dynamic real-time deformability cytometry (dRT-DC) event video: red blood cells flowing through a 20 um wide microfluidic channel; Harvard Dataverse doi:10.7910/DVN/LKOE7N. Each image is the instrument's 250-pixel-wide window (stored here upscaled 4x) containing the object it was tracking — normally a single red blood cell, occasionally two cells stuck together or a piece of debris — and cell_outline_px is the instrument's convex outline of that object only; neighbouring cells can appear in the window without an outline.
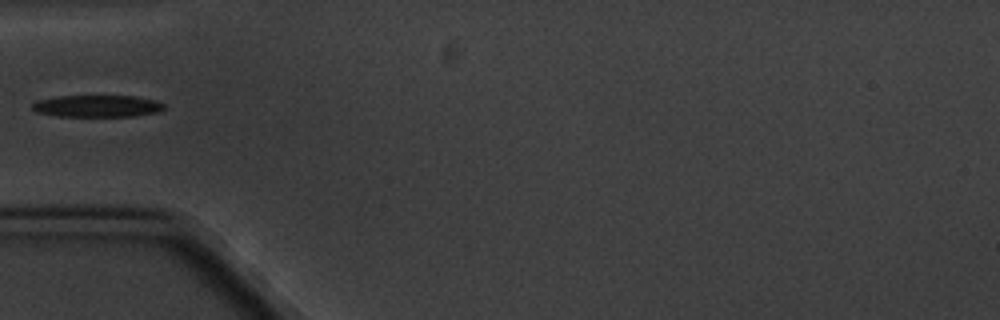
{"species": "common noctule bat (a hibernating species)", "species_latin": "Nyctalus noctula", "temperature_condition": "cold", "stored_images_in_passage": 7, "camera_frame_rate_fps": 3000, "um_per_image_px": 0.085, "animal": {"sex": "male", "body_mass_g": 20.1, "forearm_length_mm": 53.5}, "frame": {"image": 1, "passage_image": 5, "time_ms": 4.667, "image_size_px": [1000, 320], "cell_outline_px": [[164, 108], [160, 112], [136, 116], [60, 116], [36, 112], [32, 108], [32, 104], [40, 100], [56, 96], [136, 96], [156, 100], [164, 104]], "centroid_in_image_um": [8.32, 9.01], "position_along_channel_um": 76.7, "area_um2": 16.82}}